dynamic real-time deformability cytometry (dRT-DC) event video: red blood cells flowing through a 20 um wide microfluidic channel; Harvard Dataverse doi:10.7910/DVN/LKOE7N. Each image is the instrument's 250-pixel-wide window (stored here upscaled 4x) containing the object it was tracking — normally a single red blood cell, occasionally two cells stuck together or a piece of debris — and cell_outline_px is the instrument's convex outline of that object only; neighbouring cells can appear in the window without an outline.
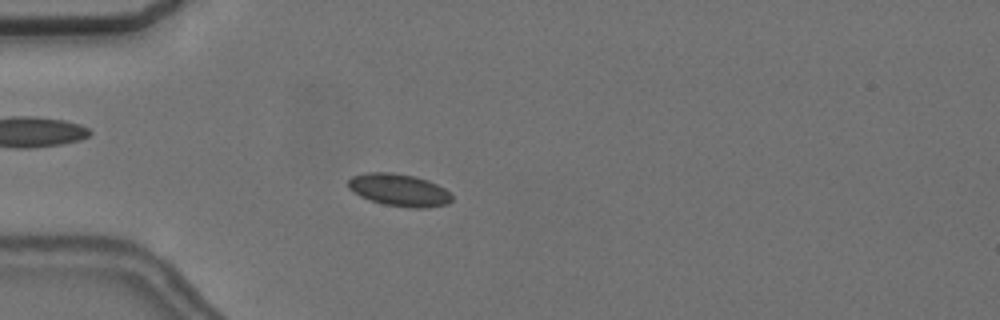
{"species": "common noctule bat (a hibernating species)", "species_latin": "Nyctalus noctula", "temperature_condition": "cold", "stored_images_in_passage": 58, "camera_frame_rate_fps": 3000, "um_per_image_px": 0.085, "animal": {"sex": "female", "body_mass_g": 24.6, "forearm_length_mm": 56.2}, "frame": {"image": 1, "passage_image": 17, "time_ms": 5.333, "image_size_px": [1000, 320], "cell_outline_px": [[452, 200], [448, 204], [428, 208], [412, 208], [384, 204], [360, 196], [348, 188], [348, 180], [352, 176], [364, 172], [392, 172], [416, 176], [428, 180], [444, 188], [452, 196]], "centroid_in_image_um": [33.93, 16.14], "position_along_channel_um": 51.1, "area_um2": 19.65}}
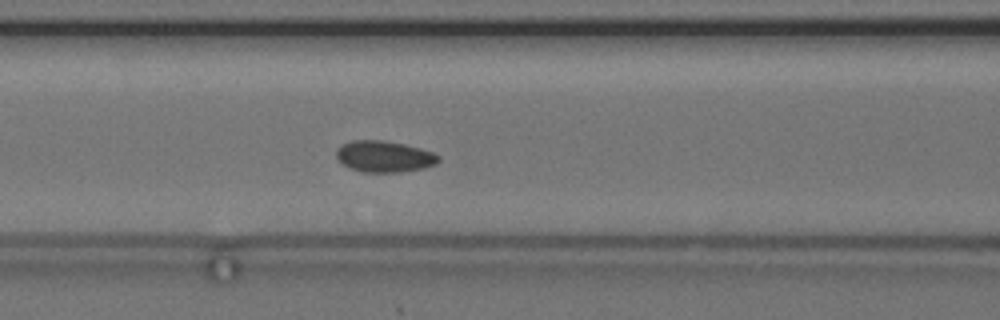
{"frame": {"image": 2, "passage_image": 25, "time_ms": 8.0, "image_size_px": [1000, 320], "cell_outline_px": [[440, 160], [436, 164], [424, 168], [400, 172], [360, 172], [348, 168], [336, 156], [336, 152], [340, 144], [352, 140], [384, 140], [404, 144], [420, 148], [432, 152], [440, 156]], "centroid_in_image_um": [32.65, 13.3], "position_along_channel_um": 133.9, "area_um2": 18.79}}
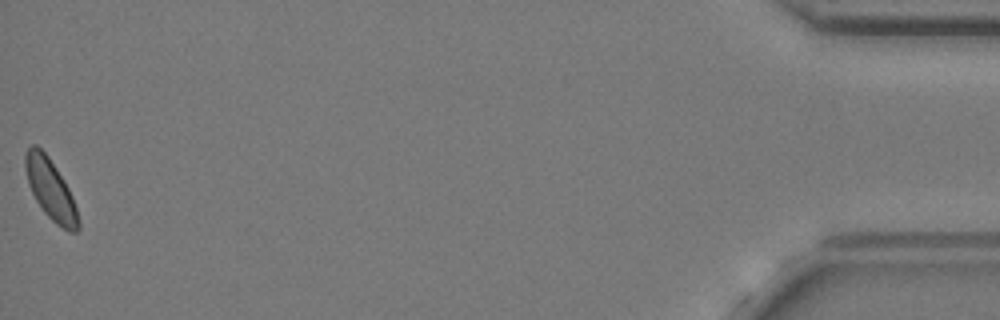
{"frame": {"image": 3, "passage_image": 58, "time_ms": 19.0, "image_size_px": [1000, 320], "cell_outline_px": [[80, 228], [76, 232], [68, 232], [56, 224], [44, 212], [36, 200], [28, 184], [24, 168], [24, 152], [32, 144], [36, 144], [48, 156], [64, 180], [72, 196], [80, 220]], "centroid_in_image_um": [4.29, 16.1], "position_along_channel_um": 430.9, "area_um2": 18.79}, "authors_computed_cell_mechanics": {"area_um2": 18.5538, "velocity_mm_per_s": 3.5896, "shape_relaxation_time_tau1_ms": null, "shape_relaxation_time_tau2_ms": 1.7729, "deformation_change_tau1": null, "deformation_change_tau2": 0.0371}}